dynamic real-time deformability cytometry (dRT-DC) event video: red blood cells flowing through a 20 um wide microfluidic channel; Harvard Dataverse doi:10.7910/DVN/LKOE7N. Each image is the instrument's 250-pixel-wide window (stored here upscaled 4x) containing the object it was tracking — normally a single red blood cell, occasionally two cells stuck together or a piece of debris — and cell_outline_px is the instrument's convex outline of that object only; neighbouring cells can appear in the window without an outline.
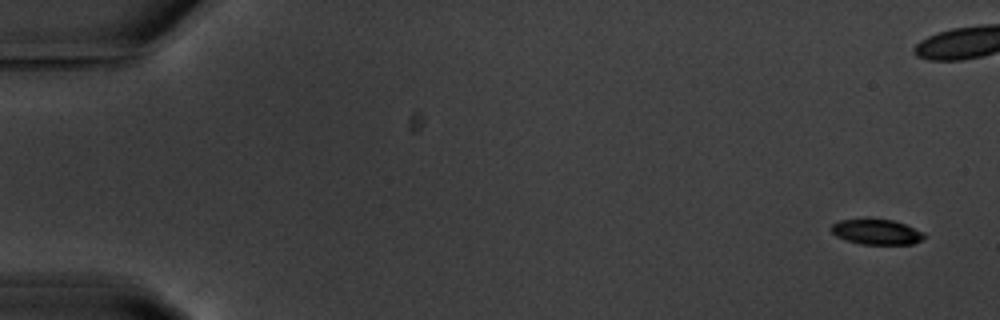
{"species": "common noctule bat (a hibernating species)", "species_latin": "Nyctalus noctula", "temperature_condition": "warm", "stored_images_in_passage": 56, "camera_frame_rate_fps": 3000, "um_per_image_px": 0.085, "animal": {"sex": "male", "body_mass_g": 20.1, "forearm_length_mm": 53.5}, "frame": {"image": 1, "passage_image": 1, "time_ms": 0.0, "image_size_px": [1000, 320], "cell_outline_px": [[928, 236], [912, 244], [860, 244], [844, 240], [836, 236], [832, 232], [832, 224], [840, 220], [892, 220], [904, 224], [924, 232]], "centroid_in_image_um": [74.53, 19.73], "position_along_channel_um": 10.5, "area_um2": 13.47}}
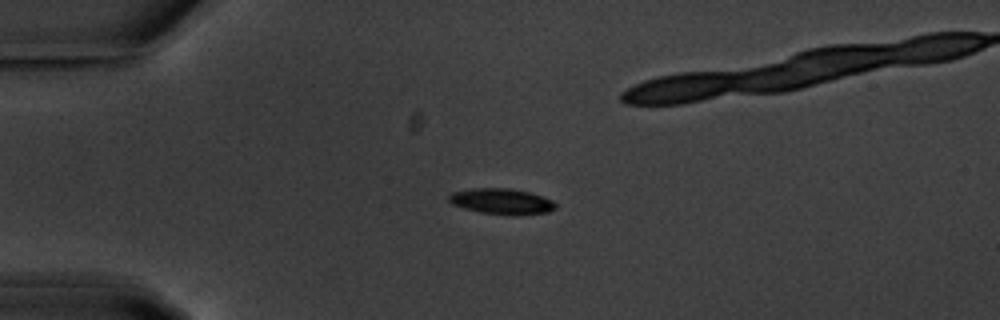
{"frame": {"image": 2, "passage_image": 13, "time_ms": 4.0, "image_size_px": [1000, 320], "cell_outline_px": [[556, 208], [548, 212], [512, 216], [508, 216], [480, 212], [464, 208], [452, 204], [448, 200], [448, 196], [452, 192], [472, 188], [508, 188], [532, 192], [544, 196], [552, 200], [556, 204]], "centroid_in_image_um": [42.66, 17.12], "position_along_channel_um": 42.3, "area_um2": 16.3}}
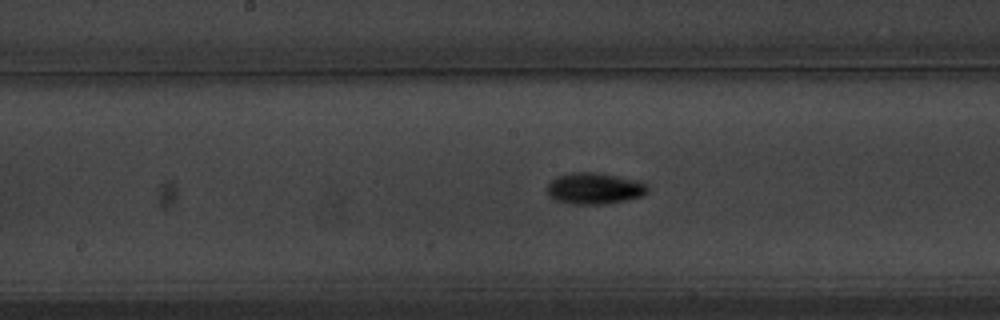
{"frame": {"image": 3, "passage_image": 28, "time_ms": 9.0, "image_size_px": [1000, 320], "cell_outline_px": [[648, 192], [644, 196], [608, 204], [572, 204], [552, 200], [548, 196], [548, 184], [556, 176], [568, 172], [592, 172], [640, 180], [648, 184]], "centroid_in_image_um": [50.54, 16.02], "position_along_channel_um": 197.7, "area_um2": 18.73}, "authors_computed_cell_mechanics": {"area_um2": 16.2129, "velocity_mm_per_s": 3.6506, "shape_relaxation_time_tau1_ms": 2.1714, "shape_relaxation_time_tau2_ms": null, "deformation_change_tau1": 0.1462, "deformation_change_tau2": null}}